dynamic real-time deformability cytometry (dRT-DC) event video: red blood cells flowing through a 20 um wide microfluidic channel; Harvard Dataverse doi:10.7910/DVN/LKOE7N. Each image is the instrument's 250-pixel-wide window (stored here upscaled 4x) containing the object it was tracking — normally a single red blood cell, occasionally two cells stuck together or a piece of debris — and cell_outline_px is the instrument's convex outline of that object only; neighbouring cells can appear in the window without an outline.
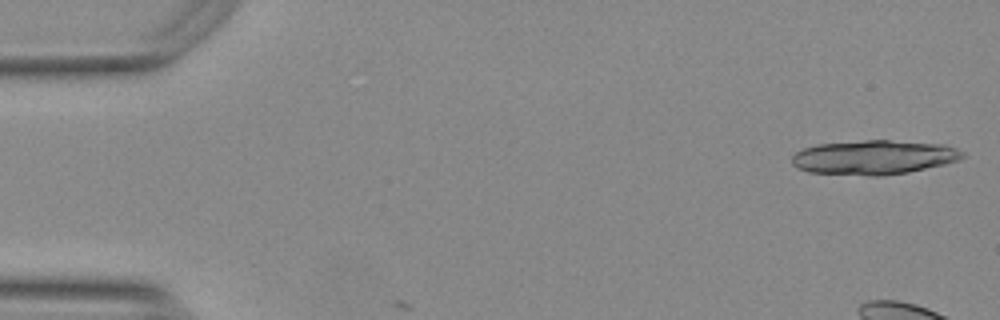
{"species": "Egyptian fruit bat (a non-hibernating species)", "species_latin": "Rousettus aegyptiacus", "temperature_condition": "warm", "stored_images_in_passage": 3, "camera_frame_rate_fps": 3000, "um_per_image_px": 0.085, "animal": {"sex": "female"}, "frame": {"image": 1, "passage_image": 1, "time_ms": 0.0, "image_size_px": [1000, 320], "cell_outline_px": [[964, 156], [956, 160], [944, 164], [908, 172], [884, 176], [868, 176], [808, 172], [792, 164], [792, 156], [796, 152], [804, 148], [816, 144], [864, 140], [888, 140], [944, 144], [956, 148], [964, 152]], "centroid_in_image_um": [74.26, 13.37], "position_along_channel_um": 10.7, "area_um2": 34.16}}